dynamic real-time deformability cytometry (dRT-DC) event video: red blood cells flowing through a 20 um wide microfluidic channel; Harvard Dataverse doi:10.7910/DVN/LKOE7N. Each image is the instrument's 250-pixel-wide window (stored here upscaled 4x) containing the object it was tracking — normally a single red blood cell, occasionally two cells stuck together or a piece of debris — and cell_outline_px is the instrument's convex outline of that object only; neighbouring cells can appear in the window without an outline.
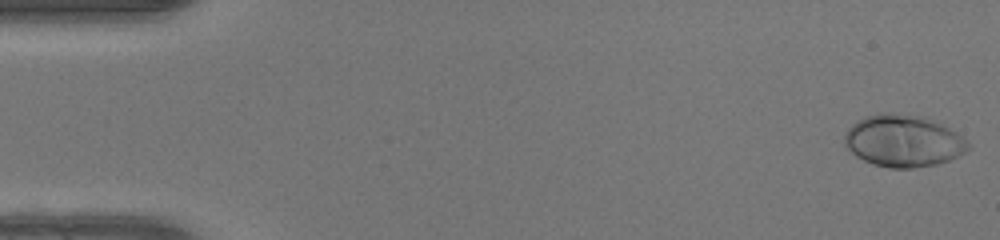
{"species": "human", "species_latin": "Homo sapiens", "temperature_condition": "warm", "stored_images_in_passage": 50, "camera_frame_rate_fps": 3000, "um_per_image_px": 0.085, "donor": {"sex": "female"}, "frame": {"image": 1, "passage_image": 1, "time_ms": 0.0, "image_size_px": [1000, 240], "cell_outline_px": [[972, 148], [948, 160], [936, 164], [912, 168], [888, 168], [872, 164], [856, 156], [844, 144], [844, 136], [848, 128], [856, 120], [864, 116], [884, 112], [888, 112], [928, 116], [956, 132], [968, 140], [972, 144]], "centroid_in_image_um": [76.79, 11.95], "position_along_channel_um": 8.2, "area_um2": 37.92}}
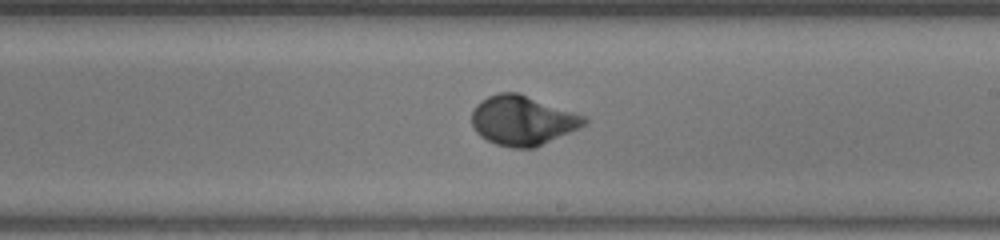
{"frame": {"image": 2, "passage_image": 29, "time_ms": 9.333, "image_size_px": [1000, 240], "cell_outline_px": [[588, 120], [584, 124], [536, 148], [512, 148], [496, 144], [480, 136], [476, 132], [472, 124], [472, 112], [476, 104], [480, 100], [496, 92], [520, 92], [584, 116]], "centroid_in_image_um": [44.36, 10.22], "position_along_channel_um": 244.6, "area_um2": 32.37}}
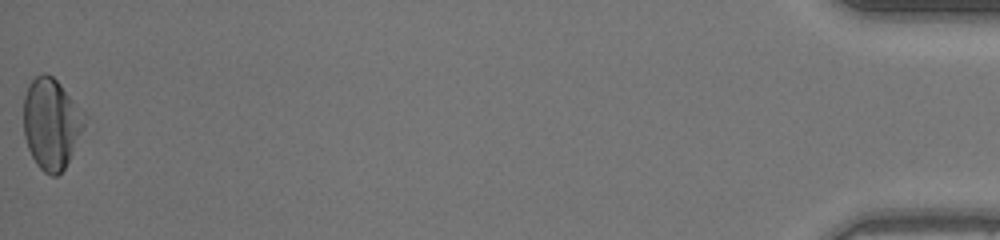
{"frame": {"image": 3, "passage_image": 50, "time_ms": 16.333, "image_size_px": [1000, 240], "cell_outline_px": [[88, 116], [72, 152], [64, 168], [56, 176], [52, 176], [44, 172], [36, 164], [28, 148], [24, 136], [24, 96], [28, 84], [36, 76], [44, 72], [52, 76], [60, 84]], "centroid_in_image_um": [4.35, 10.48], "position_along_channel_um": 430.9, "area_um2": 32.02}, "authors_computed_cell_mechanics": {"area_um2": 31.7611, "velocity_mm_per_s": 4.1572, "shape_relaxation_time_tau1_ms": 2.7557, "shape_relaxation_time_tau2_ms": null, "deformation_change_tau1": 0.1923, "deformation_change_tau2": null}}